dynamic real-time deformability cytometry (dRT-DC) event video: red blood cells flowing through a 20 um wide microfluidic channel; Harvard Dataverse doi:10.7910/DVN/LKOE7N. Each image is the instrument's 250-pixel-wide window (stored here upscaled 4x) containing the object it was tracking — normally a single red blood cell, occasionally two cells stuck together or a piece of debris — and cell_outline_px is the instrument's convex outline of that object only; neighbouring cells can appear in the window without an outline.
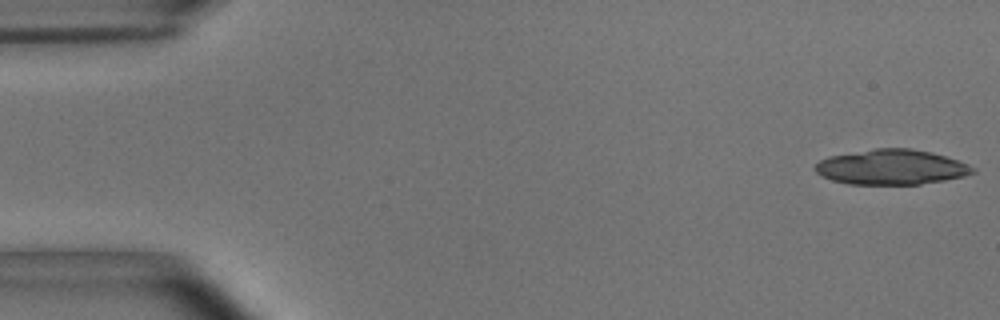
{"species": "common noctule bat (a hibernating species)", "species_latin": "Nyctalus noctula", "temperature_condition": "room temperature", "stored_images_in_passage": 11, "camera_frame_rate_fps": 3000, "um_per_image_px": 0.085, "animal": {"sex": "male", "body_mass_g": 15.6}, "frame": {"image": 1, "passage_image": 1, "time_ms": 0.0, "image_size_px": [1000, 320], "cell_outline_px": [[976, 172], [964, 176], [944, 180], [920, 184], [848, 184], [832, 180], [820, 176], [812, 168], [820, 160], [828, 156], [876, 148], [912, 148], [932, 152], [968, 164], [976, 168]], "centroid_in_image_um": [75.74, 14.2], "position_along_channel_um": 9.3, "area_um2": 32.31}}